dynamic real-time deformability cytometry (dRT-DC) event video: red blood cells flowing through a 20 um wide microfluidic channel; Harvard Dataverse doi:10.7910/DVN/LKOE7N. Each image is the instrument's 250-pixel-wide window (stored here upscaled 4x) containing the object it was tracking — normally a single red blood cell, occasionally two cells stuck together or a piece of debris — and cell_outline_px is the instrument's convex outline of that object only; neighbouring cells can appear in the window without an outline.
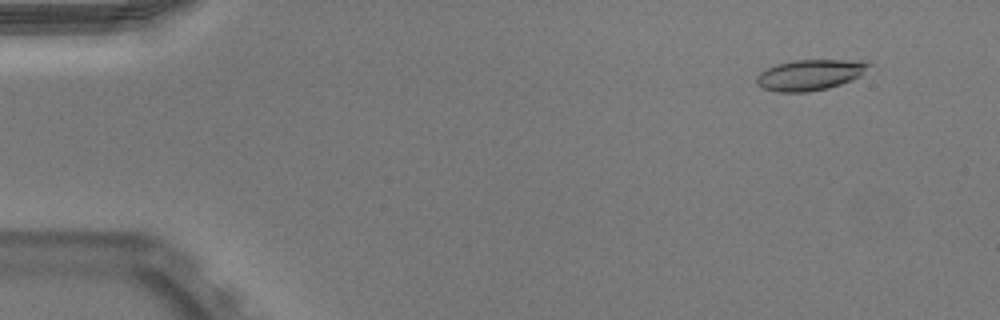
{"species": "Egyptian fruit bat (a non-hibernating species)", "species_latin": "Rousettus aegyptiacus", "temperature_condition": "warm", "stored_images_in_passage": 52, "camera_frame_rate_fps": 3000, "um_per_image_px": 0.085, "animal": {"sex": "male"}, "frame": {"image": 1, "passage_image": 5, "time_ms": 1.333, "image_size_px": [1000, 320], "cell_outline_px": [[872, 64], [860, 76], [840, 84], [828, 88], [808, 92], [776, 92], [764, 88], [756, 84], [756, 76], [764, 68], [776, 64], [792, 60], [868, 60]], "centroid_in_image_um": [68.83, 6.35], "position_along_channel_um": 16.2, "area_um2": 20.35}}
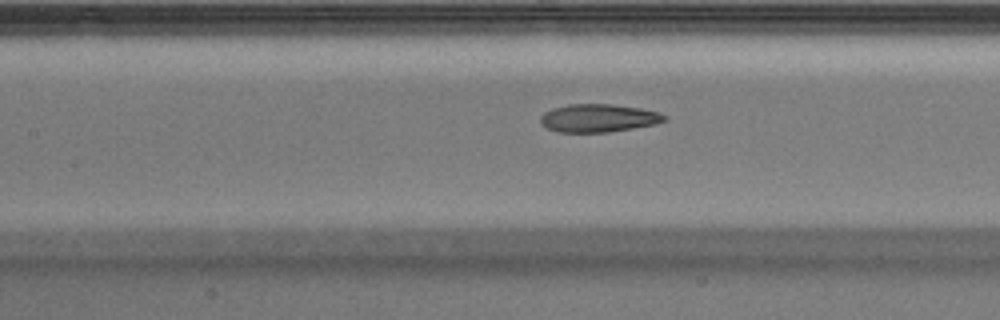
{"frame": {"image": 2, "passage_image": 24, "time_ms": 7.667, "image_size_px": [1000, 320], "cell_outline_px": [[668, 120], [656, 124], [608, 132], [556, 132], [540, 124], [540, 116], [544, 112], [552, 108], [568, 104], [612, 104], [640, 108], [660, 112]], "centroid_in_image_um": [50.84, 10.03], "position_along_channel_um": 156.6, "area_um2": 20.35}}
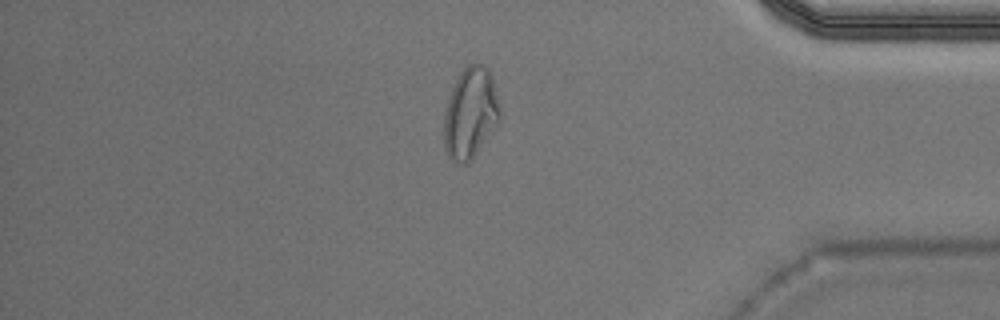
{"frame": {"image": 3, "passage_image": 44, "time_ms": 14.333, "image_size_px": [1000, 320], "cell_outline_px": [[500, 120], [468, 164], [460, 164], [452, 160], [448, 156], [444, 148], [444, 116], [448, 96], [460, 72], [468, 64], [484, 64], [488, 68], [492, 76], [500, 108]], "centroid_in_image_um": [39.97, 9.61], "position_along_channel_um": 395.2, "area_um2": 29.65}, "authors_computed_cell_mechanics": {"area_um2": 20.6924, "velocity_mm_per_s": 3.966, "shape_relaxation_time_tau1_ms": 6.8871, "shape_relaxation_time_tau2_ms": 2.1948, "deformation_change_tau1": 0.212, "deformation_change_tau2": 0.0984}}